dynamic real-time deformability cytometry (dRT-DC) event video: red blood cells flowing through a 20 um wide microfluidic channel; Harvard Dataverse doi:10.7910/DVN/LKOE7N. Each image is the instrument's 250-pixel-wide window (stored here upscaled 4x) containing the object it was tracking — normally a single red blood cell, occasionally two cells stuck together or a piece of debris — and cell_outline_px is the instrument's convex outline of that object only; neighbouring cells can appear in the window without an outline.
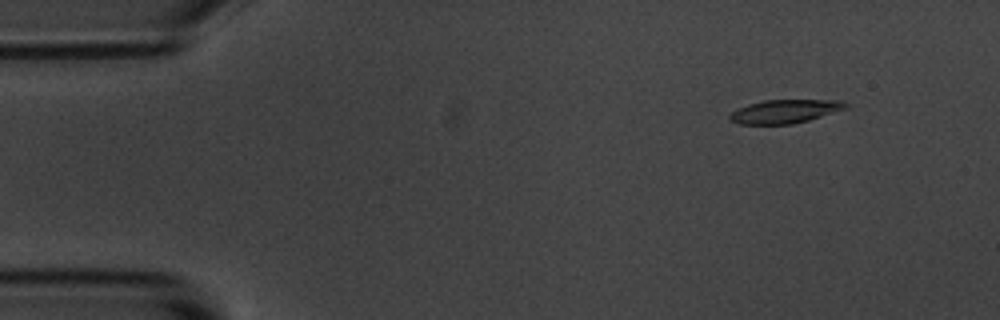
{"species": "common noctule bat (a hibernating species)", "species_latin": "Nyctalus noctula", "temperature_condition": "room temperature", "stored_images_in_passage": 55, "camera_frame_rate_fps": 3000, "um_per_image_px": 0.085, "animal": {"sex": "male", "body_mass_g": 20.1, "forearm_length_mm": 53.5}, "frame": {"image": 1, "passage_image": 6, "time_ms": 1.667, "image_size_px": [1000, 320], "cell_outline_px": [[848, 108], [808, 120], [792, 124], [740, 124], [728, 120], [728, 116], [732, 112], [748, 104], [764, 100], [840, 100], [848, 104]], "centroid_in_image_um": [66.71, 9.47], "position_along_channel_um": 18.3, "area_um2": 15.84}}
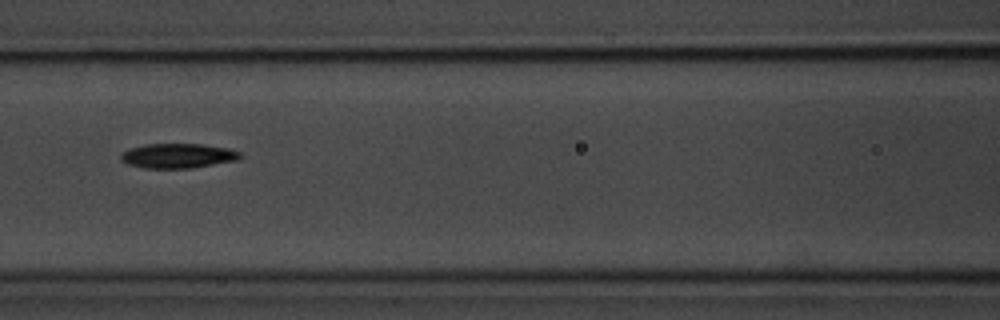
{"frame": {"image": 2, "passage_image": 24, "time_ms": 7.667, "image_size_px": [1000, 320], "cell_outline_px": [[240, 156], [236, 160], [192, 168], [144, 168], [128, 164], [120, 160], [120, 152], [128, 148], [144, 144], [204, 144], [228, 148], [240, 152]], "centroid_in_image_um": [15.05, 13.23], "position_along_channel_um": 151.6, "area_um2": 17.22}}
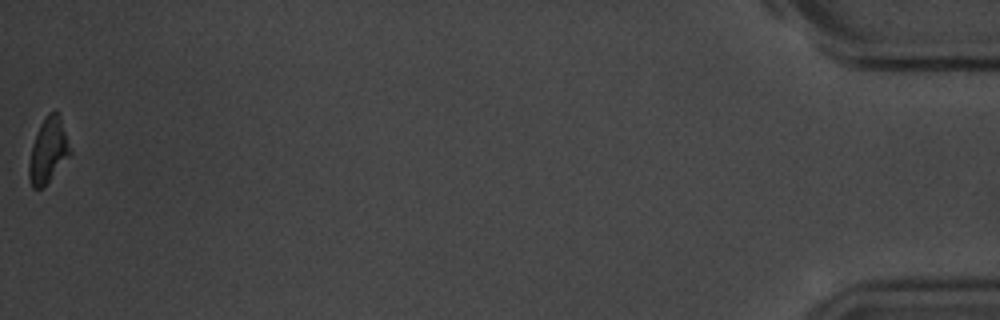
{"frame": {"image": 3, "passage_image": 55, "time_ms": 18.0, "image_size_px": [1000, 320], "cell_outline_px": [[72, 152], [48, 180], [40, 188], [32, 188], [28, 176], [28, 164], [32, 144], [40, 124], [44, 116], [48, 112], [60, 112]], "centroid_in_image_um": [4.09, 12.72], "position_along_channel_um": 431.1, "area_um2": 15.43}, "authors_computed_cell_mechanics": {"area_um2": 16.5886, "velocity_mm_per_s": 3.6586, "shape_relaxation_time_tau1_ms": 2.9644, "shape_relaxation_time_tau2_ms": null, "deformation_change_tau1": 0.1451, "deformation_change_tau2": null}}